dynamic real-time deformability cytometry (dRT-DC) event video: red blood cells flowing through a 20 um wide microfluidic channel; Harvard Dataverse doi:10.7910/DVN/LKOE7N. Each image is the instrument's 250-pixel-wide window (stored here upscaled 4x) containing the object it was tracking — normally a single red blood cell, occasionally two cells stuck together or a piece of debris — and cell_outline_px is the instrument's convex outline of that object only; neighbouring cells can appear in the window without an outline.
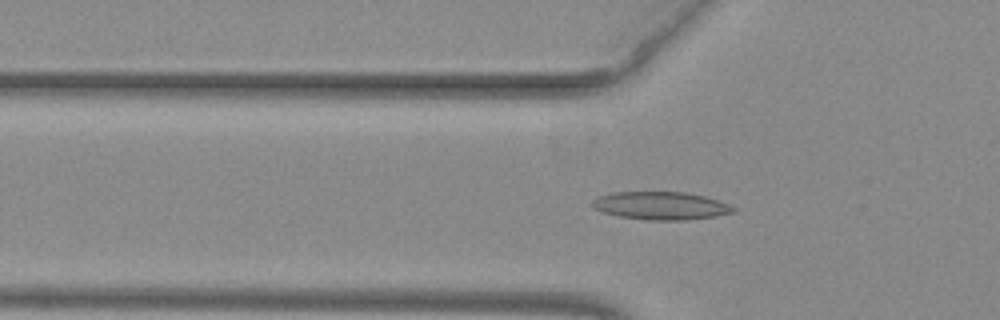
{"species": "common noctule bat (a hibernating species)", "species_latin": "Nyctalus noctula", "temperature_condition": "warm", "stored_images_in_passage": 47, "camera_frame_rate_fps": 3000, "um_per_image_px": 0.085, "animal": {"sex": "female", "body_mass_g": 29.2, "forearm_length_mm": 56.3}, "frame": {"image": 1, "passage_image": 13, "time_ms": 4.0, "image_size_px": [1000, 320], "cell_outline_px": [[736, 212], [716, 216], [688, 220], [648, 220], [620, 216], [604, 212], [592, 208], [592, 200], [600, 196], [612, 192], [684, 192], [704, 196], [728, 204], [736, 208]], "centroid_in_image_um": [56.18, 17.49], "position_along_channel_um": 69.6, "area_um2": 22.89}}
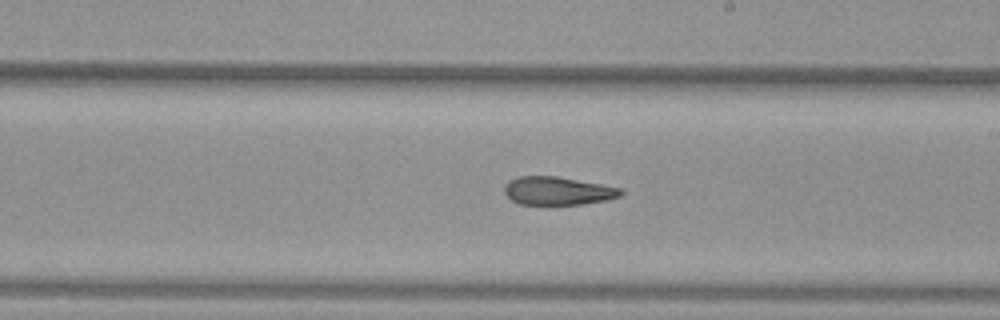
{"frame": {"image": 2, "passage_image": 26, "time_ms": 8.333, "image_size_px": [1000, 320], "cell_outline_px": [[624, 192], [620, 196], [608, 200], [580, 204], [520, 204], [512, 200], [504, 192], [504, 184], [508, 180], [516, 176], [556, 176], [600, 184], [620, 188]], "centroid_in_image_um": [47.37, 16.21], "position_along_channel_um": 241.6, "area_um2": 19.07}}
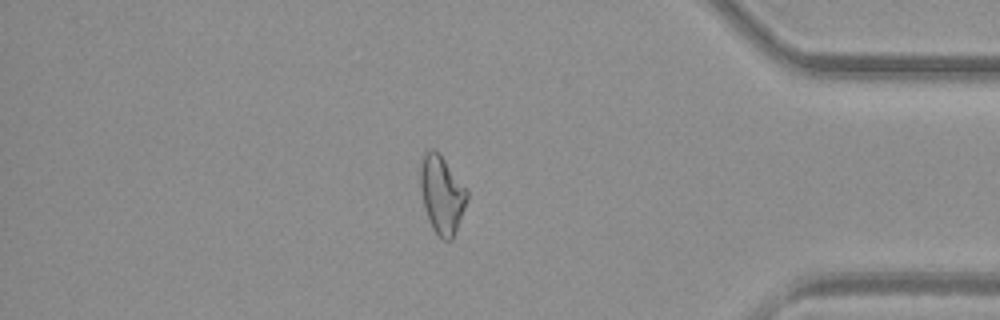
{"frame": {"image": 3, "passage_image": 40, "time_ms": 13.0, "image_size_px": [1000, 320], "cell_outline_px": [[468, 196], [456, 232], [452, 240], [444, 240], [432, 228], [428, 220], [424, 208], [420, 188], [420, 164], [424, 152], [428, 148], [432, 148], [440, 152], [468, 192]], "centroid_in_image_um": [37.53, 16.5], "position_along_channel_um": 397.7, "area_um2": 21.27}, "authors_computed_cell_mechanics": {"area_um2": 21.0392, "velocity_mm_per_s": 3.9826, "shape_relaxation_time_tau1_ms": null, "shape_relaxation_time_tau2_ms": 3.4044, "deformation_change_tau1": null, "deformation_change_tau2": 0.1191}}